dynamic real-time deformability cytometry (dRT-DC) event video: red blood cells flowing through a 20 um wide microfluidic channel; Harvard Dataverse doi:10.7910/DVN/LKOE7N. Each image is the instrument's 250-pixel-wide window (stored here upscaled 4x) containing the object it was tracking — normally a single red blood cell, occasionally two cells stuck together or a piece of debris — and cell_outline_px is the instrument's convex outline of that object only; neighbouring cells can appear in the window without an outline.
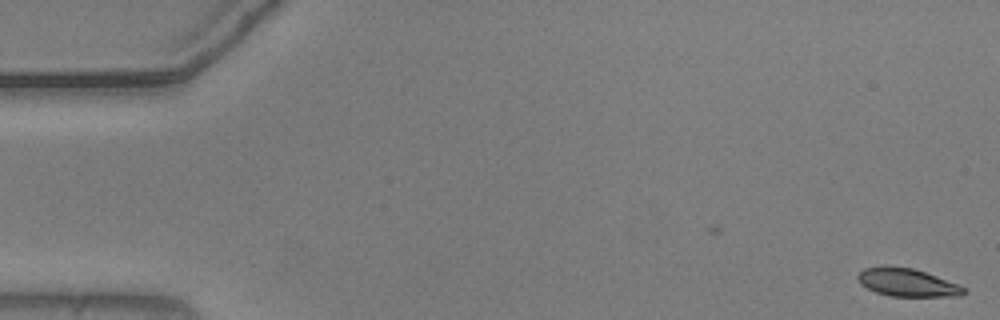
{"species": "common noctule bat (a hibernating species)", "species_latin": "Nyctalus noctula", "temperature_condition": "warm", "stored_images_in_passage": 53, "camera_frame_rate_fps": 3000, "um_per_image_px": 0.085, "animal": {"sex": "male", "body_mass_g": 20.5, "forearm_length_mm": 52.5}, "frame": {"image": 1, "passage_image": 1, "time_ms": 0.0, "image_size_px": [1000, 320], "cell_outline_px": [[968, 292], [960, 296], [892, 296], [876, 292], [860, 284], [856, 276], [864, 268], [884, 264], [888, 264], [912, 268], [960, 284]], "centroid_in_image_um": [77.1, 23.99], "position_along_channel_um": 7.9, "area_um2": 17.51}}
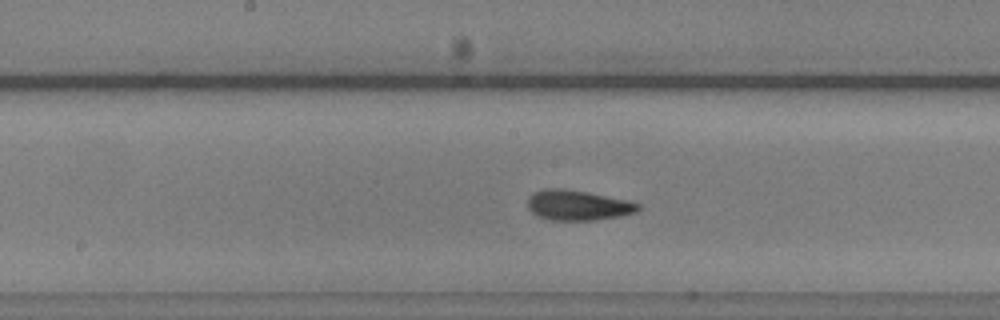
{"frame": {"image": 2, "passage_image": 28, "time_ms": 9.0, "image_size_px": [1000, 320], "cell_outline_px": [[640, 208], [636, 212], [620, 216], [592, 220], [548, 220], [536, 216], [528, 208], [528, 196], [544, 188], [560, 188], [588, 192], [628, 200], [640, 204]], "centroid_in_image_um": [49.1, 17.44], "position_along_channel_um": 199.1, "area_um2": 19.48}}
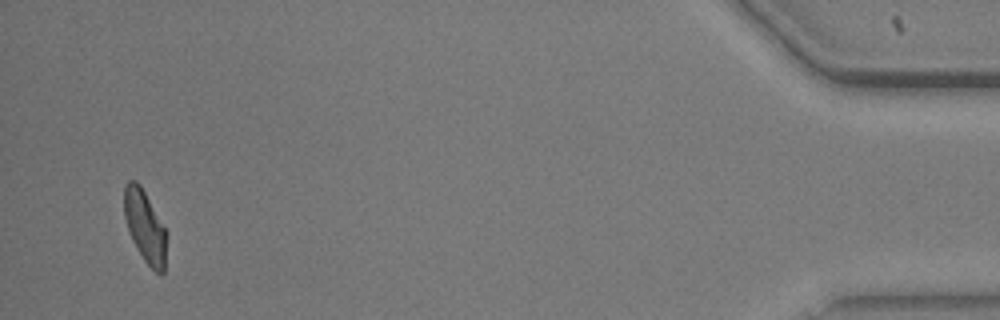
{"frame": {"image": 3, "passage_image": 53, "time_ms": 17.333, "image_size_px": [1000, 320], "cell_outline_px": [[168, 232], [164, 272], [160, 276], [144, 260], [132, 240], [124, 216], [124, 188], [128, 180], [136, 180], [140, 184]], "centroid_in_image_um": [12.35, 19.25], "position_along_channel_um": 422.9, "area_um2": 17.98}, "authors_computed_cell_mechanics": {"area_um2": 18.3226, "velocity_mm_per_s": 3.6889, "shape_relaxation_time_tau1_ms": 4.3132, "shape_relaxation_time_tau2_ms": 1.6044, "deformation_change_tau1": 0.1412, "deformation_change_tau2": 0.0799}}